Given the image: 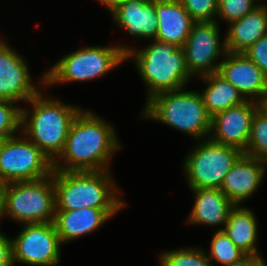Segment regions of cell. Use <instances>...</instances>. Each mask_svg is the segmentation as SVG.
Masks as SVG:
<instances>
[{"label": "cell", "instance_id": "obj_1", "mask_svg": "<svg viewBox=\"0 0 267 266\" xmlns=\"http://www.w3.org/2000/svg\"><path fill=\"white\" fill-rule=\"evenodd\" d=\"M122 148L115 128L93 110L81 109L71 123L65 147L54 170H110L111 157ZM62 162V163H61Z\"/></svg>", "mask_w": 267, "mask_h": 266}, {"label": "cell", "instance_id": "obj_2", "mask_svg": "<svg viewBox=\"0 0 267 266\" xmlns=\"http://www.w3.org/2000/svg\"><path fill=\"white\" fill-rule=\"evenodd\" d=\"M41 90L21 109V133L54 162L62 153L72 121L82 109L52 99ZM31 112V113H30Z\"/></svg>", "mask_w": 267, "mask_h": 266}, {"label": "cell", "instance_id": "obj_3", "mask_svg": "<svg viewBox=\"0 0 267 266\" xmlns=\"http://www.w3.org/2000/svg\"><path fill=\"white\" fill-rule=\"evenodd\" d=\"M109 173L54 170L55 210L125 208L121 189Z\"/></svg>", "mask_w": 267, "mask_h": 266}, {"label": "cell", "instance_id": "obj_4", "mask_svg": "<svg viewBox=\"0 0 267 266\" xmlns=\"http://www.w3.org/2000/svg\"><path fill=\"white\" fill-rule=\"evenodd\" d=\"M150 43L138 50L133 46L126 53V61L133 59L147 86L146 102L156 94L186 88L193 78L187 69L183 48L156 39Z\"/></svg>", "mask_w": 267, "mask_h": 266}, {"label": "cell", "instance_id": "obj_5", "mask_svg": "<svg viewBox=\"0 0 267 266\" xmlns=\"http://www.w3.org/2000/svg\"><path fill=\"white\" fill-rule=\"evenodd\" d=\"M141 118L163 123L199 141L211 135V119L199 91H166L145 102Z\"/></svg>", "mask_w": 267, "mask_h": 266}, {"label": "cell", "instance_id": "obj_6", "mask_svg": "<svg viewBox=\"0 0 267 266\" xmlns=\"http://www.w3.org/2000/svg\"><path fill=\"white\" fill-rule=\"evenodd\" d=\"M132 46H85L66 54L45 72V88L101 78L126 61Z\"/></svg>", "mask_w": 267, "mask_h": 266}, {"label": "cell", "instance_id": "obj_7", "mask_svg": "<svg viewBox=\"0 0 267 266\" xmlns=\"http://www.w3.org/2000/svg\"><path fill=\"white\" fill-rule=\"evenodd\" d=\"M3 217L18 224L54 222V170L38 180L4 184Z\"/></svg>", "mask_w": 267, "mask_h": 266}, {"label": "cell", "instance_id": "obj_8", "mask_svg": "<svg viewBox=\"0 0 267 266\" xmlns=\"http://www.w3.org/2000/svg\"><path fill=\"white\" fill-rule=\"evenodd\" d=\"M196 145L183 161V172L189 188L220 189L226 174L244 152L233 146L216 143L210 138Z\"/></svg>", "mask_w": 267, "mask_h": 266}, {"label": "cell", "instance_id": "obj_9", "mask_svg": "<svg viewBox=\"0 0 267 266\" xmlns=\"http://www.w3.org/2000/svg\"><path fill=\"white\" fill-rule=\"evenodd\" d=\"M53 162L21 132L0 149V183L38 180L53 173Z\"/></svg>", "mask_w": 267, "mask_h": 266}, {"label": "cell", "instance_id": "obj_10", "mask_svg": "<svg viewBox=\"0 0 267 266\" xmlns=\"http://www.w3.org/2000/svg\"><path fill=\"white\" fill-rule=\"evenodd\" d=\"M12 239L13 264L59 266L62 243L54 222L22 224Z\"/></svg>", "mask_w": 267, "mask_h": 266}, {"label": "cell", "instance_id": "obj_11", "mask_svg": "<svg viewBox=\"0 0 267 266\" xmlns=\"http://www.w3.org/2000/svg\"><path fill=\"white\" fill-rule=\"evenodd\" d=\"M217 21L195 22L184 44L183 51L187 69L192 77L200 78L218 72L227 53L225 37L220 41ZM222 54V55H221ZM223 56L222 58H220ZM221 59V61H218Z\"/></svg>", "mask_w": 267, "mask_h": 266}, {"label": "cell", "instance_id": "obj_12", "mask_svg": "<svg viewBox=\"0 0 267 266\" xmlns=\"http://www.w3.org/2000/svg\"><path fill=\"white\" fill-rule=\"evenodd\" d=\"M31 78L29 65L23 56L3 41L0 44V99L28 103L45 87V73L37 80L40 87L33 84Z\"/></svg>", "mask_w": 267, "mask_h": 266}, {"label": "cell", "instance_id": "obj_13", "mask_svg": "<svg viewBox=\"0 0 267 266\" xmlns=\"http://www.w3.org/2000/svg\"><path fill=\"white\" fill-rule=\"evenodd\" d=\"M259 110L258 103L246 100L215 114L211 119L209 138L219 144L233 146L245 152L251 134L254 115Z\"/></svg>", "mask_w": 267, "mask_h": 266}, {"label": "cell", "instance_id": "obj_14", "mask_svg": "<svg viewBox=\"0 0 267 266\" xmlns=\"http://www.w3.org/2000/svg\"><path fill=\"white\" fill-rule=\"evenodd\" d=\"M218 73L246 100L258 102L267 95V76L244 53L227 52Z\"/></svg>", "mask_w": 267, "mask_h": 266}, {"label": "cell", "instance_id": "obj_15", "mask_svg": "<svg viewBox=\"0 0 267 266\" xmlns=\"http://www.w3.org/2000/svg\"><path fill=\"white\" fill-rule=\"evenodd\" d=\"M266 169L267 164L243 153L226 174L220 190L234 205H241L258 192Z\"/></svg>", "mask_w": 267, "mask_h": 266}, {"label": "cell", "instance_id": "obj_16", "mask_svg": "<svg viewBox=\"0 0 267 266\" xmlns=\"http://www.w3.org/2000/svg\"><path fill=\"white\" fill-rule=\"evenodd\" d=\"M123 208L55 210L54 224L62 245L96 231Z\"/></svg>", "mask_w": 267, "mask_h": 266}, {"label": "cell", "instance_id": "obj_17", "mask_svg": "<svg viewBox=\"0 0 267 266\" xmlns=\"http://www.w3.org/2000/svg\"><path fill=\"white\" fill-rule=\"evenodd\" d=\"M113 21L137 40H155L158 19L155 0H127L110 11Z\"/></svg>", "mask_w": 267, "mask_h": 266}, {"label": "cell", "instance_id": "obj_18", "mask_svg": "<svg viewBox=\"0 0 267 266\" xmlns=\"http://www.w3.org/2000/svg\"><path fill=\"white\" fill-rule=\"evenodd\" d=\"M189 190L195 199L186 221L192 225L220 226L217 230H224L228 215L235 206L229 198L218 188Z\"/></svg>", "mask_w": 267, "mask_h": 266}, {"label": "cell", "instance_id": "obj_19", "mask_svg": "<svg viewBox=\"0 0 267 266\" xmlns=\"http://www.w3.org/2000/svg\"><path fill=\"white\" fill-rule=\"evenodd\" d=\"M158 19L156 40L182 48L195 23L180 0H155Z\"/></svg>", "mask_w": 267, "mask_h": 266}, {"label": "cell", "instance_id": "obj_20", "mask_svg": "<svg viewBox=\"0 0 267 266\" xmlns=\"http://www.w3.org/2000/svg\"><path fill=\"white\" fill-rule=\"evenodd\" d=\"M266 35L267 2H262L242 19L229 23L227 33L224 35L226 50L232 53H243Z\"/></svg>", "mask_w": 267, "mask_h": 266}, {"label": "cell", "instance_id": "obj_21", "mask_svg": "<svg viewBox=\"0 0 267 266\" xmlns=\"http://www.w3.org/2000/svg\"><path fill=\"white\" fill-rule=\"evenodd\" d=\"M250 208L235 205L224 227V232L247 255H261L257 249L258 220Z\"/></svg>", "mask_w": 267, "mask_h": 266}, {"label": "cell", "instance_id": "obj_22", "mask_svg": "<svg viewBox=\"0 0 267 266\" xmlns=\"http://www.w3.org/2000/svg\"><path fill=\"white\" fill-rule=\"evenodd\" d=\"M207 86L200 91L207 113L215 114L246 101L244 96L218 72L200 77Z\"/></svg>", "mask_w": 267, "mask_h": 266}, {"label": "cell", "instance_id": "obj_23", "mask_svg": "<svg viewBox=\"0 0 267 266\" xmlns=\"http://www.w3.org/2000/svg\"><path fill=\"white\" fill-rule=\"evenodd\" d=\"M207 256L212 263L215 260L216 263L226 266L241 261L247 254L233 243L224 230H217L210 242Z\"/></svg>", "mask_w": 267, "mask_h": 266}, {"label": "cell", "instance_id": "obj_24", "mask_svg": "<svg viewBox=\"0 0 267 266\" xmlns=\"http://www.w3.org/2000/svg\"><path fill=\"white\" fill-rule=\"evenodd\" d=\"M205 252L199 247L160 252L159 266H214Z\"/></svg>", "mask_w": 267, "mask_h": 266}, {"label": "cell", "instance_id": "obj_25", "mask_svg": "<svg viewBox=\"0 0 267 266\" xmlns=\"http://www.w3.org/2000/svg\"><path fill=\"white\" fill-rule=\"evenodd\" d=\"M244 154L267 164V117L260 110L254 115L250 138Z\"/></svg>", "mask_w": 267, "mask_h": 266}, {"label": "cell", "instance_id": "obj_26", "mask_svg": "<svg viewBox=\"0 0 267 266\" xmlns=\"http://www.w3.org/2000/svg\"><path fill=\"white\" fill-rule=\"evenodd\" d=\"M11 101L0 99V137L9 138L21 132V107Z\"/></svg>", "mask_w": 267, "mask_h": 266}, {"label": "cell", "instance_id": "obj_27", "mask_svg": "<svg viewBox=\"0 0 267 266\" xmlns=\"http://www.w3.org/2000/svg\"><path fill=\"white\" fill-rule=\"evenodd\" d=\"M258 2L259 0H218L216 21L219 23L221 19L224 23L229 24L242 19L261 4V2Z\"/></svg>", "mask_w": 267, "mask_h": 266}, {"label": "cell", "instance_id": "obj_28", "mask_svg": "<svg viewBox=\"0 0 267 266\" xmlns=\"http://www.w3.org/2000/svg\"><path fill=\"white\" fill-rule=\"evenodd\" d=\"M194 22L216 21L218 0H180Z\"/></svg>", "mask_w": 267, "mask_h": 266}, {"label": "cell", "instance_id": "obj_29", "mask_svg": "<svg viewBox=\"0 0 267 266\" xmlns=\"http://www.w3.org/2000/svg\"><path fill=\"white\" fill-rule=\"evenodd\" d=\"M243 53L267 76V35L258 39Z\"/></svg>", "mask_w": 267, "mask_h": 266}, {"label": "cell", "instance_id": "obj_30", "mask_svg": "<svg viewBox=\"0 0 267 266\" xmlns=\"http://www.w3.org/2000/svg\"><path fill=\"white\" fill-rule=\"evenodd\" d=\"M0 266H14L12 239L0 231Z\"/></svg>", "mask_w": 267, "mask_h": 266}, {"label": "cell", "instance_id": "obj_31", "mask_svg": "<svg viewBox=\"0 0 267 266\" xmlns=\"http://www.w3.org/2000/svg\"><path fill=\"white\" fill-rule=\"evenodd\" d=\"M226 266H267L262 255H247L241 261Z\"/></svg>", "mask_w": 267, "mask_h": 266}, {"label": "cell", "instance_id": "obj_32", "mask_svg": "<svg viewBox=\"0 0 267 266\" xmlns=\"http://www.w3.org/2000/svg\"><path fill=\"white\" fill-rule=\"evenodd\" d=\"M101 4L105 5V7L108 9V12L112 11L115 7L119 6L123 2L127 0H97Z\"/></svg>", "mask_w": 267, "mask_h": 266}, {"label": "cell", "instance_id": "obj_33", "mask_svg": "<svg viewBox=\"0 0 267 266\" xmlns=\"http://www.w3.org/2000/svg\"><path fill=\"white\" fill-rule=\"evenodd\" d=\"M257 103L259 110L267 117V95Z\"/></svg>", "mask_w": 267, "mask_h": 266}, {"label": "cell", "instance_id": "obj_34", "mask_svg": "<svg viewBox=\"0 0 267 266\" xmlns=\"http://www.w3.org/2000/svg\"><path fill=\"white\" fill-rule=\"evenodd\" d=\"M4 184L0 183V221L3 219Z\"/></svg>", "mask_w": 267, "mask_h": 266}, {"label": "cell", "instance_id": "obj_35", "mask_svg": "<svg viewBox=\"0 0 267 266\" xmlns=\"http://www.w3.org/2000/svg\"><path fill=\"white\" fill-rule=\"evenodd\" d=\"M5 139L6 138H4V137H0V149H1V147H2V145L4 143V141H5Z\"/></svg>", "mask_w": 267, "mask_h": 266}]
</instances>
